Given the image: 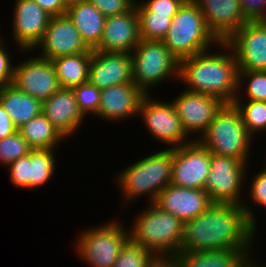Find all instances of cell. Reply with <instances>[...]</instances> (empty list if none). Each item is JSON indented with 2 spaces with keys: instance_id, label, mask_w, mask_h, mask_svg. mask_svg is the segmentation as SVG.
Returning <instances> with one entry per match:
<instances>
[{
  "instance_id": "30bf717a",
  "label": "cell",
  "mask_w": 266,
  "mask_h": 267,
  "mask_svg": "<svg viewBox=\"0 0 266 267\" xmlns=\"http://www.w3.org/2000/svg\"><path fill=\"white\" fill-rule=\"evenodd\" d=\"M211 152L198 140L173 148L171 184L204 190L210 169Z\"/></svg>"
},
{
  "instance_id": "52a82bcc",
  "label": "cell",
  "mask_w": 266,
  "mask_h": 267,
  "mask_svg": "<svg viewBox=\"0 0 266 267\" xmlns=\"http://www.w3.org/2000/svg\"><path fill=\"white\" fill-rule=\"evenodd\" d=\"M116 221L86 229L74 242L76 253L89 267H113L121 249L130 240L129 229Z\"/></svg>"
},
{
  "instance_id": "9a60e30c",
  "label": "cell",
  "mask_w": 266,
  "mask_h": 267,
  "mask_svg": "<svg viewBox=\"0 0 266 267\" xmlns=\"http://www.w3.org/2000/svg\"><path fill=\"white\" fill-rule=\"evenodd\" d=\"M55 148L36 149L10 163L9 177L15 188L36 190L48 183L56 169Z\"/></svg>"
},
{
  "instance_id": "277c9868",
  "label": "cell",
  "mask_w": 266,
  "mask_h": 267,
  "mask_svg": "<svg viewBox=\"0 0 266 267\" xmlns=\"http://www.w3.org/2000/svg\"><path fill=\"white\" fill-rule=\"evenodd\" d=\"M179 61L210 48H219L220 41L208 29L203 14L193 0H186L172 18L162 40Z\"/></svg>"
},
{
  "instance_id": "d6986e66",
  "label": "cell",
  "mask_w": 266,
  "mask_h": 267,
  "mask_svg": "<svg viewBox=\"0 0 266 267\" xmlns=\"http://www.w3.org/2000/svg\"><path fill=\"white\" fill-rule=\"evenodd\" d=\"M144 96L145 93L134 82L102 89L99 109L95 116L109 122L137 117Z\"/></svg>"
},
{
  "instance_id": "83f0119b",
  "label": "cell",
  "mask_w": 266,
  "mask_h": 267,
  "mask_svg": "<svg viewBox=\"0 0 266 267\" xmlns=\"http://www.w3.org/2000/svg\"><path fill=\"white\" fill-rule=\"evenodd\" d=\"M18 131L33 149H57L66 138L52 125L43 113L21 126Z\"/></svg>"
},
{
  "instance_id": "44dd1931",
  "label": "cell",
  "mask_w": 266,
  "mask_h": 267,
  "mask_svg": "<svg viewBox=\"0 0 266 267\" xmlns=\"http://www.w3.org/2000/svg\"><path fill=\"white\" fill-rule=\"evenodd\" d=\"M204 16L208 29L226 42L246 22L239 0H193Z\"/></svg>"
},
{
  "instance_id": "f546056e",
  "label": "cell",
  "mask_w": 266,
  "mask_h": 267,
  "mask_svg": "<svg viewBox=\"0 0 266 267\" xmlns=\"http://www.w3.org/2000/svg\"><path fill=\"white\" fill-rule=\"evenodd\" d=\"M241 92V93H240ZM243 92L238 90L233 102L239 110L242 122L248 133L254 138L261 131H266V101H243ZM256 135V136H255Z\"/></svg>"
},
{
  "instance_id": "bcb514c9",
  "label": "cell",
  "mask_w": 266,
  "mask_h": 267,
  "mask_svg": "<svg viewBox=\"0 0 266 267\" xmlns=\"http://www.w3.org/2000/svg\"><path fill=\"white\" fill-rule=\"evenodd\" d=\"M67 3H69V2H72V1H75V0H65Z\"/></svg>"
},
{
  "instance_id": "5b68a950",
  "label": "cell",
  "mask_w": 266,
  "mask_h": 267,
  "mask_svg": "<svg viewBox=\"0 0 266 267\" xmlns=\"http://www.w3.org/2000/svg\"><path fill=\"white\" fill-rule=\"evenodd\" d=\"M252 138L239 110L231 103L222 106L198 141L213 154L233 157L248 164Z\"/></svg>"
},
{
  "instance_id": "d6a6232c",
  "label": "cell",
  "mask_w": 266,
  "mask_h": 267,
  "mask_svg": "<svg viewBox=\"0 0 266 267\" xmlns=\"http://www.w3.org/2000/svg\"><path fill=\"white\" fill-rule=\"evenodd\" d=\"M157 257L129 240L121 249L113 267H150Z\"/></svg>"
},
{
  "instance_id": "ffe728a7",
  "label": "cell",
  "mask_w": 266,
  "mask_h": 267,
  "mask_svg": "<svg viewBox=\"0 0 266 267\" xmlns=\"http://www.w3.org/2000/svg\"><path fill=\"white\" fill-rule=\"evenodd\" d=\"M154 204L186 222L203 213L213 202L205 190L169 184L158 194Z\"/></svg>"
},
{
  "instance_id": "4316f807",
  "label": "cell",
  "mask_w": 266,
  "mask_h": 267,
  "mask_svg": "<svg viewBox=\"0 0 266 267\" xmlns=\"http://www.w3.org/2000/svg\"><path fill=\"white\" fill-rule=\"evenodd\" d=\"M91 54L83 52L51 60L60 87L73 88L88 82Z\"/></svg>"
},
{
  "instance_id": "3957f363",
  "label": "cell",
  "mask_w": 266,
  "mask_h": 267,
  "mask_svg": "<svg viewBox=\"0 0 266 267\" xmlns=\"http://www.w3.org/2000/svg\"><path fill=\"white\" fill-rule=\"evenodd\" d=\"M148 206L133 220L130 240L157 258H172L182 248L184 222L154 203Z\"/></svg>"
},
{
  "instance_id": "6da1fadb",
  "label": "cell",
  "mask_w": 266,
  "mask_h": 267,
  "mask_svg": "<svg viewBox=\"0 0 266 267\" xmlns=\"http://www.w3.org/2000/svg\"><path fill=\"white\" fill-rule=\"evenodd\" d=\"M252 211L245 202L243 205L213 203L196 218L184 222L180 251L240 250L255 261L251 249L258 220Z\"/></svg>"
},
{
  "instance_id": "603a6c76",
  "label": "cell",
  "mask_w": 266,
  "mask_h": 267,
  "mask_svg": "<svg viewBox=\"0 0 266 267\" xmlns=\"http://www.w3.org/2000/svg\"><path fill=\"white\" fill-rule=\"evenodd\" d=\"M66 15L79 31L85 44L93 50L102 38L106 17L87 0L69 2Z\"/></svg>"
},
{
  "instance_id": "7c38bea8",
  "label": "cell",
  "mask_w": 266,
  "mask_h": 267,
  "mask_svg": "<svg viewBox=\"0 0 266 267\" xmlns=\"http://www.w3.org/2000/svg\"><path fill=\"white\" fill-rule=\"evenodd\" d=\"M35 49L41 50L38 56L48 60L93 51L82 40L79 31L66 14L50 19L43 38L30 53Z\"/></svg>"
},
{
  "instance_id": "4fadbf2b",
  "label": "cell",
  "mask_w": 266,
  "mask_h": 267,
  "mask_svg": "<svg viewBox=\"0 0 266 267\" xmlns=\"http://www.w3.org/2000/svg\"><path fill=\"white\" fill-rule=\"evenodd\" d=\"M226 43L238 70L266 71V21L246 22Z\"/></svg>"
},
{
  "instance_id": "d4e9b609",
  "label": "cell",
  "mask_w": 266,
  "mask_h": 267,
  "mask_svg": "<svg viewBox=\"0 0 266 267\" xmlns=\"http://www.w3.org/2000/svg\"><path fill=\"white\" fill-rule=\"evenodd\" d=\"M0 104L17 129L42 113V102L13 84L0 87Z\"/></svg>"
},
{
  "instance_id": "5bb4252c",
  "label": "cell",
  "mask_w": 266,
  "mask_h": 267,
  "mask_svg": "<svg viewBox=\"0 0 266 267\" xmlns=\"http://www.w3.org/2000/svg\"><path fill=\"white\" fill-rule=\"evenodd\" d=\"M12 84L41 102L61 88L52 61L38 55L15 64Z\"/></svg>"
},
{
  "instance_id": "836d02e7",
  "label": "cell",
  "mask_w": 266,
  "mask_h": 267,
  "mask_svg": "<svg viewBox=\"0 0 266 267\" xmlns=\"http://www.w3.org/2000/svg\"><path fill=\"white\" fill-rule=\"evenodd\" d=\"M33 149L17 131L0 140V163L4 166L30 154Z\"/></svg>"
},
{
  "instance_id": "7bdbcfd3",
  "label": "cell",
  "mask_w": 266,
  "mask_h": 267,
  "mask_svg": "<svg viewBox=\"0 0 266 267\" xmlns=\"http://www.w3.org/2000/svg\"><path fill=\"white\" fill-rule=\"evenodd\" d=\"M150 267H178L173 258H157Z\"/></svg>"
},
{
  "instance_id": "4dcf8cb0",
  "label": "cell",
  "mask_w": 266,
  "mask_h": 267,
  "mask_svg": "<svg viewBox=\"0 0 266 267\" xmlns=\"http://www.w3.org/2000/svg\"><path fill=\"white\" fill-rule=\"evenodd\" d=\"M139 19V34L144 40L162 41L172 23L168 15L153 12H137Z\"/></svg>"
},
{
  "instance_id": "2e32d148",
  "label": "cell",
  "mask_w": 266,
  "mask_h": 267,
  "mask_svg": "<svg viewBox=\"0 0 266 267\" xmlns=\"http://www.w3.org/2000/svg\"><path fill=\"white\" fill-rule=\"evenodd\" d=\"M14 5L11 35L20 51H32L43 38L52 16L33 0H16Z\"/></svg>"
},
{
  "instance_id": "ab89813d",
  "label": "cell",
  "mask_w": 266,
  "mask_h": 267,
  "mask_svg": "<svg viewBox=\"0 0 266 267\" xmlns=\"http://www.w3.org/2000/svg\"><path fill=\"white\" fill-rule=\"evenodd\" d=\"M0 34V87L13 83L14 64H12L7 48L4 46L6 42L2 40ZM4 46V47H3Z\"/></svg>"
},
{
  "instance_id": "ac0fdd59",
  "label": "cell",
  "mask_w": 266,
  "mask_h": 267,
  "mask_svg": "<svg viewBox=\"0 0 266 267\" xmlns=\"http://www.w3.org/2000/svg\"><path fill=\"white\" fill-rule=\"evenodd\" d=\"M88 82L100 90L133 82L131 54L92 51Z\"/></svg>"
},
{
  "instance_id": "74e56055",
  "label": "cell",
  "mask_w": 266,
  "mask_h": 267,
  "mask_svg": "<svg viewBox=\"0 0 266 267\" xmlns=\"http://www.w3.org/2000/svg\"><path fill=\"white\" fill-rule=\"evenodd\" d=\"M107 18L130 10L136 0H87Z\"/></svg>"
},
{
  "instance_id": "8fae6325",
  "label": "cell",
  "mask_w": 266,
  "mask_h": 267,
  "mask_svg": "<svg viewBox=\"0 0 266 267\" xmlns=\"http://www.w3.org/2000/svg\"><path fill=\"white\" fill-rule=\"evenodd\" d=\"M172 103L187 135L189 137L192 135L191 138L198 135L194 140H199L213 121L217 112L225 104L214 96L188 90H184L176 96Z\"/></svg>"
},
{
  "instance_id": "e0dca14e",
  "label": "cell",
  "mask_w": 266,
  "mask_h": 267,
  "mask_svg": "<svg viewBox=\"0 0 266 267\" xmlns=\"http://www.w3.org/2000/svg\"><path fill=\"white\" fill-rule=\"evenodd\" d=\"M140 40L139 19L134 5L124 13L106 18L102 38L93 51L131 54Z\"/></svg>"
},
{
  "instance_id": "b9f144b4",
  "label": "cell",
  "mask_w": 266,
  "mask_h": 267,
  "mask_svg": "<svg viewBox=\"0 0 266 267\" xmlns=\"http://www.w3.org/2000/svg\"><path fill=\"white\" fill-rule=\"evenodd\" d=\"M18 129L0 104V140L14 134Z\"/></svg>"
},
{
  "instance_id": "d590c367",
  "label": "cell",
  "mask_w": 266,
  "mask_h": 267,
  "mask_svg": "<svg viewBox=\"0 0 266 267\" xmlns=\"http://www.w3.org/2000/svg\"><path fill=\"white\" fill-rule=\"evenodd\" d=\"M139 1V2H137ZM186 0H136L137 12H153L173 18Z\"/></svg>"
},
{
  "instance_id": "f35d334b",
  "label": "cell",
  "mask_w": 266,
  "mask_h": 267,
  "mask_svg": "<svg viewBox=\"0 0 266 267\" xmlns=\"http://www.w3.org/2000/svg\"><path fill=\"white\" fill-rule=\"evenodd\" d=\"M239 2L248 22L266 21V0H239Z\"/></svg>"
},
{
  "instance_id": "cb8c5ba5",
  "label": "cell",
  "mask_w": 266,
  "mask_h": 267,
  "mask_svg": "<svg viewBox=\"0 0 266 267\" xmlns=\"http://www.w3.org/2000/svg\"><path fill=\"white\" fill-rule=\"evenodd\" d=\"M178 267H248L253 261L240 250L180 251L172 257Z\"/></svg>"
},
{
  "instance_id": "ba28073f",
  "label": "cell",
  "mask_w": 266,
  "mask_h": 267,
  "mask_svg": "<svg viewBox=\"0 0 266 267\" xmlns=\"http://www.w3.org/2000/svg\"><path fill=\"white\" fill-rule=\"evenodd\" d=\"M247 167L248 164L236 158L211 153L209 174L204 187L211 201L243 205L241 190L245 188L243 183H246L249 171Z\"/></svg>"
},
{
  "instance_id": "484cf974",
  "label": "cell",
  "mask_w": 266,
  "mask_h": 267,
  "mask_svg": "<svg viewBox=\"0 0 266 267\" xmlns=\"http://www.w3.org/2000/svg\"><path fill=\"white\" fill-rule=\"evenodd\" d=\"M117 176L115 182L118 183L121 196L124 197V206L127 207V204L145 195L149 198L148 155L125 167Z\"/></svg>"
},
{
  "instance_id": "7a4b0ae2",
  "label": "cell",
  "mask_w": 266,
  "mask_h": 267,
  "mask_svg": "<svg viewBox=\"0 0 266 267\" xmlns=\"http://www.w3.org/2000/svg\"><path fill=\"white\" fill-rule=\"evenodd\" d=\"M219 46L220 52L207 50L181 59L178 79L188 86L185 90L231 104L238 93V65L231 47L226 42H220Z\"/></svg>"
},
{
  "instance_id": "ee69618b",
  "label": "cell",
  "mask_w": 266,
  "mask_h": 267,
  "mask_svg": "<svg viewBox=\"0 0 266 267\" xmlns=\"http://www.w3.org/2000/svg\"><path fill=\"white\" fill-rule=\"evenodd\" d=\"M248 267H264V263H263V266H262V265L256 263V261L255 262L253 261Z\"/></svg>"
},
{
  "instance_id": "f1b7e54d",
  "label": "cell",
  "mask_w": 266,
  "mask_h": 267,
  "mask_svg": "<svg viewBox=\"0 0 266 267\" xmlns=\"http://www.w3.org/2000/svg\"><path fill=\"white\" fill-rule=\"evenodd\" d=\"M173 148L160 149L148 154L149 204L154 203L158 194L171 184Z\"/></svg>"
},
{
  "instance_id": "60d3db41",
  "label": "cell",
  "mask_w": 266,
  "mask_h": 267,
  "mask_svg": "<svg viewBox=\"0 0 266 267\" xmlns=\"http://www.w3.org/2000/svg\"><path fill=\"white\" fill-rule=\"evenodd\" d=\"M36 1L42 9L50 16H59L66 14L68 3L65 0H33Z\"/></svg>"
},
{
  "instance_id": "f6af8a7d",
  "label": "cell",
  "mask_w": 266,
  "mask_h": 267,
  "mask_svg": "<svg viewBox=\"0 0 266 267\" xmlns=\"http://www.w3.org/2000/svg\"><path fill=\"white\" fill-rule=\"evenodd\" d=\"M266 158V157H265ZM265 162H266V160H264ZM264 166L265 167H263L262 169L264 170V171H266V163L264 164Z\"/></svg>"
},
{
  "instance_id": "9c48e42d",
  "label": "cell",
  "mask_w": 266,
  "mask_h": 267,
  "mask_svg": "<svg viewBox=\"0 0 266 267\" xmlns=\"http://www.w3.org/2000/svg\"><path fill=\"white\" fill-rule=\"evenodd\" d=\"M167 102L156 101L151 94H145L137 117L145 122L151 136L169 148L192 142L194 139H191L183 129L172 101Z\"/></svg>"
},
{
  "instance_id": "7402d4cb",
  "label": "cell",
  "mask_w": 266,
  "mask_h": 267,
  "mask_svg": "<svg viewBox=\"0 0 266 267\" xmlns=\"http://www.w3.org/2000/svg\"><path fill=\"white\" fill-rule=\"evenodd\" d=\"M42 113L65 138L76 133L85 118L79 111L72 88L61 87L42 101Z\"/></svg>"
},
{
  "instance_id": "8d00e7d4",
  "label": "cell",
  "mask_w": 266,
  "mask_h": 267,
  "mask_svg": "<svg viewBox=\"0 0 266 267\" xmlns=\"http://www.w3.org/2000/svg\"><path fill=\"white\" fill-rule=\"evenodd\" d=\"M249 183V197L250 203L253 202L255 206L264 208L266 210V171L261 169L258 173L254 174V177Z\"/></svg>"
},
{
  "instance_id": "e575fe53",
  "label": "cell",
  "mask_w": 266,
  "mask_h": 267,
  "mask_svg": "<svg viewBox=\"0 0 266 267\" xmlns=\"http://www.w3.org/2000/svg\"><path fill=\"white\" fill-rule=\"evenodd\" d=\"M74 91L79 111L86 119V115L95 116L98 112L101 90L89 82L72 88Z\"/></svg>"
},
{
  "instance_id": "1f68e13d",
  "label": "cell",
  "mask_w": 266,
  "mask_h": 267,
  "mask_svg": "<svg viewBox=\"0 0 266 267\" xmlns=\"http://www.w3.org/2000/svg\"><path fill=\"white\" fill-rule=\"evenodd\" d=\"M242 87L247 97L244 101H266V71L239 70L238 90Z\"/></svg>"
},
{
  "instance_id": "8992f818",
  "label": "cell",
  "mask_w": 266,
  "mask_h": 267,
  "mask_svg": "<svg viewBox=\"0 0 266 267\" xmlns=\"http://www.w3.org/2000/svg\"><path fill=\"white\" fill-rule=\"evenodd\" d=\"M131 57L133 82L145 94H150L152 87L173 76L178 80L179 59L163 41L141 39Z\"/></svg>"
}]
</instances>
